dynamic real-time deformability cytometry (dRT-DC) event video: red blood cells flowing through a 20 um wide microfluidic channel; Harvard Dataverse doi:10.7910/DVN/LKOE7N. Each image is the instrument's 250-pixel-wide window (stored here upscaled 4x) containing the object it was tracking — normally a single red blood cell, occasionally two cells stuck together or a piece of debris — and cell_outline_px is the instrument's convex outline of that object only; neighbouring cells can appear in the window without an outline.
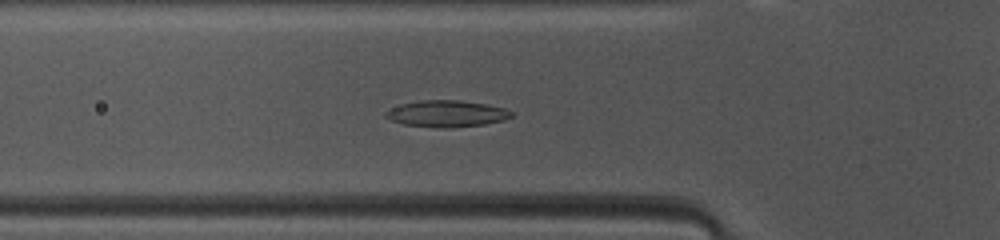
{"species": "common noctule bat (a hibernating species)", "species_latin": "Nyctalus noctula", "temperature_condition": "warm", "stored_images_in_passage": 38, "camera_frame_rate_fps": 3000, "um_per_image_px": 0.085, "animal": {"sex": "female", "body_mass_g": 10.0, "forearm_length_mm": 53.1}, "frame": {"image": 1, "passage_image": 6, "time_ms": 1.667, "image_size_px": [1000, 240], "cell_outline_px": [[512, 116], [504, 120], [484, 124], [452, 128], [440, 128], [404, 124], [392, 120], [384, 116], [384, 112], [392, 108], [404, 104], [420, 100], [460, 100], [488, 104], [504, 108], [512, 112]], "centroid_in_image_um": [37.99, 9.66], "position_along_channel_um": 87.8, "area_um2": 19.36}}
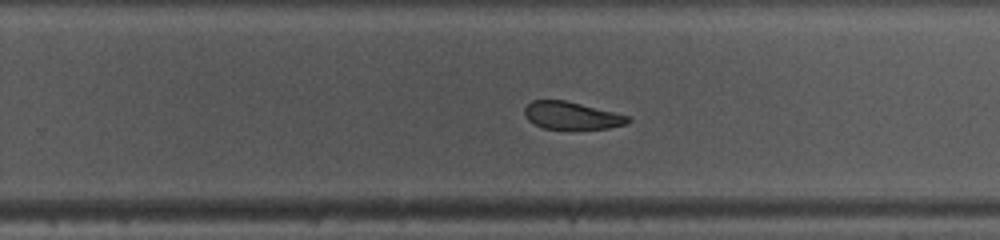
{"frame": {"image": 2, "passage_image": 20, "time_ms": 6.333, "image_size_px": [1000, 240], "cell_outline_px": [[632, 120], [628, 124], [608, 128], [544, 128], [528, 120], [524, 116], [524, 108], [532, 100], [564, 100], [616, 112], [628, 116]], "centroid_in_image_um": [48.6, 9.81], "position_along_channel_um": 281.2, "area_um2": 16.42}}
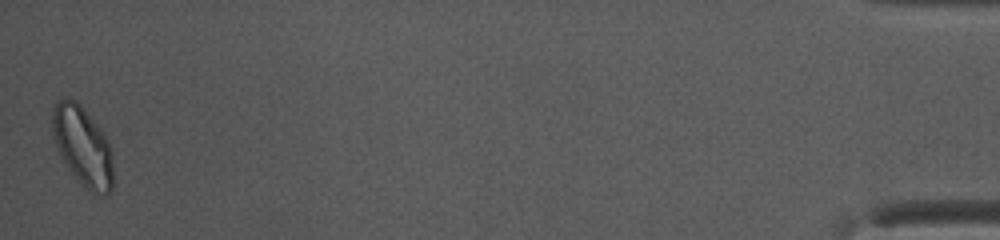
{"frame": {"image": 3, "passage_image": 38, "time_ms": 12.333, "image_size_px": [1000, 240], "cell_outline_px": [[112, 188], [108, 196], [100, 196], [88, 188], [68, 168], [60, 156], [52, 136], [52, 108], [56, 100], [64, 96], [68, 96], [80, 104], [100, 128], [108, 140], [112, 152]], "centroid_in_image_um": [7.01, 12.37], "position_along_channel_um": 428.2, "area_um2": 28.21}, "authors_computed_cell_mechanics": {"area_um2": 19.074, "velocity_mm_per_s": 4.1297, "shape_relaxation_time_tau1_ms": 3.9803, "shape_relaxation_time_tau2_ms": 2.7438, "deformation_change_tau1": 0.1005, "deformation_change_tau2": 0.093}}